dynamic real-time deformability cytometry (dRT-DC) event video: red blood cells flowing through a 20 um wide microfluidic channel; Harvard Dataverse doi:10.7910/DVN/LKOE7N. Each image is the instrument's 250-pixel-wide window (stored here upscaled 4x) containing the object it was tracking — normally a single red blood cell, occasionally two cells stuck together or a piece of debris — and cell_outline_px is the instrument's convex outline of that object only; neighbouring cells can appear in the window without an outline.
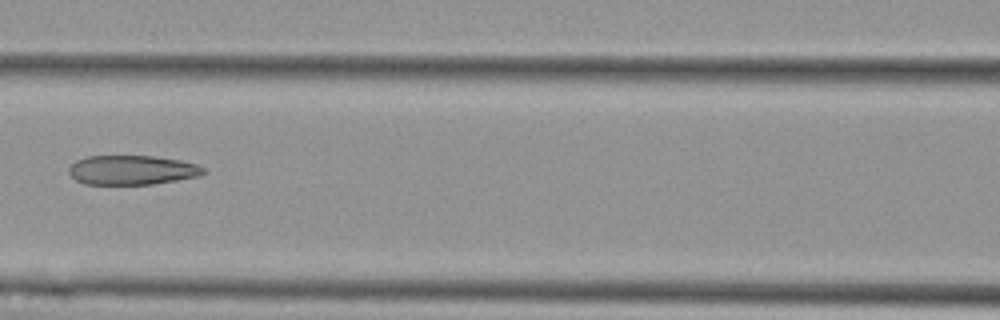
{"species": "Egyptian fruit bat (a non-hibernating species)", "species_latin": "Rousettus aegyptiacus", "temperature_condition": "cold", "stored_images_in_passage": 8, "camera_frame_rate_fps": 3000, "um_per_image_px": 0.085, "animal": {"sex": "female"}, "frame": {"image": 1, "passage_image": 8, "time_ms": 8.0, "image_size_px": [1000, 320], "cell_outline_px": [[204, 172], [200, 176], [152, 184], [84, 184], [76, 180], [68, 172], [68, 168], [76, 160], [88, 156], [152, 156], [180, 160], [196, 164], [204, 168]], "centroid_in_image_um": [11.2, 14.45], "position_along_channel_um": 155.4, "area_um2": 22.95}}